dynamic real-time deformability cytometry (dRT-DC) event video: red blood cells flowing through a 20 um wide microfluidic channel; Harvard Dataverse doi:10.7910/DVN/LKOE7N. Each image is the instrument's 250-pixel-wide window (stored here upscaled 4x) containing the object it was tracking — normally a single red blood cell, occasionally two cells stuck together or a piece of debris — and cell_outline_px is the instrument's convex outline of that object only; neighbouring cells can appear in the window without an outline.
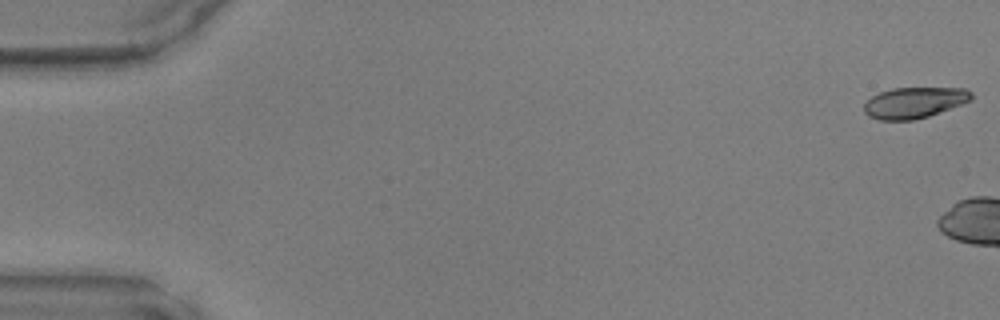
{"species": "common noctule bat (a hibernating species)", "species_latin": "Nyctalus noctula", "temperature_condition": "warm", "stored_images_in_passage": 4, "camera_frame_rate_fps": 3000, "um_per_image_px": 0.085, "animal": {"sex": "male", "body_mass_g": 17.9, "forearm_length_mm": 54.2}, "frame": {"image": 1, "passage_image": 1, "time_ms": 0.0, "image_size_px": [1000, 320], "cell_outline_px": [[972, 100], [928, 116], [912, 120], [880, 120], [868, 116], [864, 112], [864, 104], [872, 96], [880, 92], [892, 88], [964, 88], [972, 92]], "centroid_in_image_um": [77.7, 8.72], "position_along_channel_um": 7.3, "area_um2": 19.25}}